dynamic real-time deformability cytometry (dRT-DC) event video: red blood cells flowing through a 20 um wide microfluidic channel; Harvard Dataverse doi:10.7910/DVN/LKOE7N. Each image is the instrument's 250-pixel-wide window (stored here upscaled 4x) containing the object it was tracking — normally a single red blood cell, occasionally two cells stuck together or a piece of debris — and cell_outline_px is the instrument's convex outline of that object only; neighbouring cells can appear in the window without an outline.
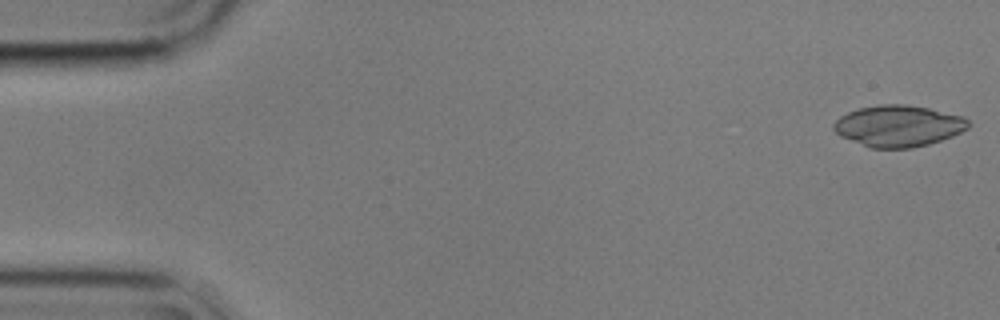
{"species": "common noctule bat (a hibernating species)", "species_latin": "Nyctalus noctula", "temperature_condition": "cold", "stored_images_in_passage": 55, "camera_frame_rate_fps": 3000, "um_per_image_px": 0.085, "animal": {"sex": "male", "body_mass_g": 17.9}, "frame": {"image": 1, "passage_image": 1, "time_ms": 0.0, "image_size_px": [1000, 320], "cell_outline_px": [[968, 128], [952, 136], [928, 144], [912, 148], [872, 148], [840, 136], [832, 128], [832, 124], [840, 116], [848, 112], [860, 108], [880, 104], [904, 104], [928, 108], [964, 116], [968, 120]], "centroid_in_image_um": [76.35, 10.7], "position_along_channel_um": 8.7, "area_um2": 32.31}}